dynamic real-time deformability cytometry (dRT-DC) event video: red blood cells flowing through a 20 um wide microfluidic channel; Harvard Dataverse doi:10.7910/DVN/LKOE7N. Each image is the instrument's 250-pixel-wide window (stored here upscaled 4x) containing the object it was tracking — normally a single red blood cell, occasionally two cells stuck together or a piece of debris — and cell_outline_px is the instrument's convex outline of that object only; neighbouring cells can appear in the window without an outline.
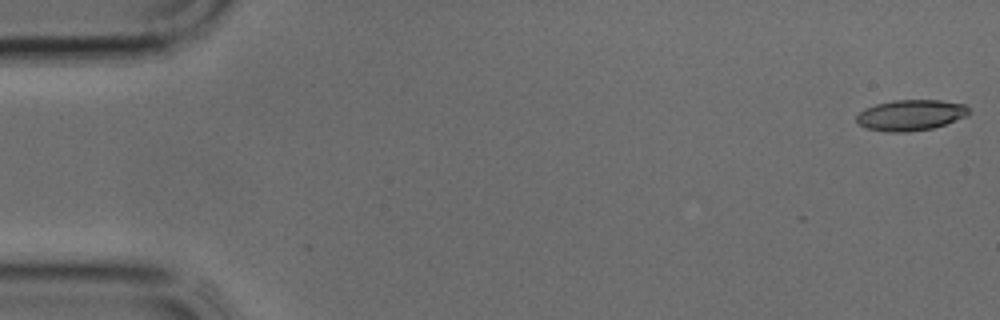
{"species": "common noctule bat (a hibernating species)", "species_latin": "Nyctalus noctula", "temperature_condition": "cold", "stored_images_in_passage": 34, "camera_frame_rate_fps": 3000, "um_per_image_px": 0.085, "animal": {"sex": "male", "body_mass_g": 17.9, "forearm_length_mm": 54.2}, "frame": {"image": 1, "passage_image": 1, "time_ms": 0.0, "image_size_px": [1000, 320], "cell_outline_px": [[972, 112], [968, 116], [932, 128], [908, 132], [888, 132], [868, 128], [860, 124], [856, 120], [856, 116], [864, 108], [876, 104], [892, 100], [940, 100], [964, 104]], "centroid_in_image_um": [77.43, 9.77], "position_along_channel_um": 7.6, "area_um2": 20.17}}
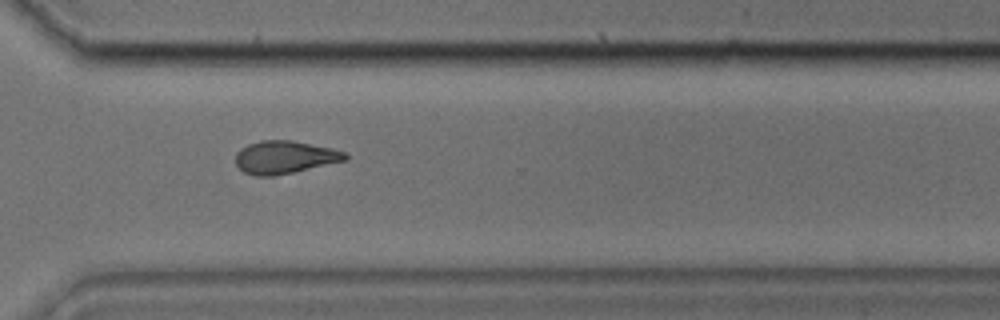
{"frame": {"image": 2, "passage_image": 28, "time_ms": 9.0, "image_size_px": [1000, 320], "cell_outline_px": [[348, 160], [292, 172], [272, 176], [256, 176], [244, 172], [236, 164], [236, 152], [240, 148], [248, 144], [260, 140], [292, 140], [332, 148], [344, 152], [348, 156]], "centroid_in_image_um": [24.19, 13.35], "position_along_channel_um": 346.4, "area_um2": 20.92}}
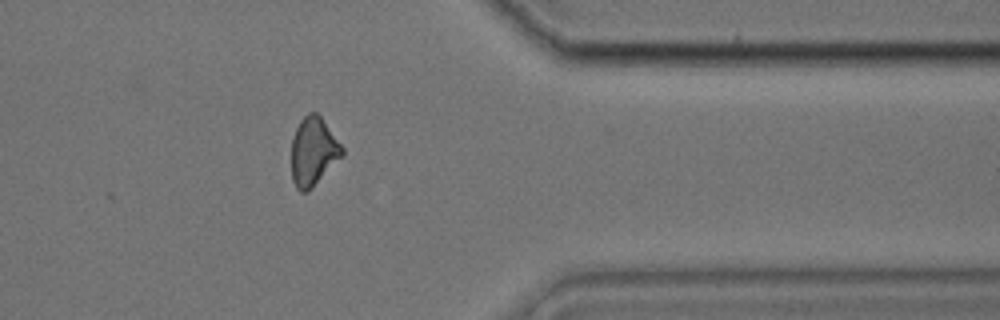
{"frame": {"image": 3, "passage_image": 31, "time_ms": 10.0, "image_size_px": [1000, 320], "cell_outline_px": [[344, 156], [308, 192], [300, 192], [296, 188], [292, 180], [292, 136], [300, 120], [308, 112], [316, 112], [320, 116], [344, 148]], "centroid_in_image_um": [26.64, 12.9], "position_along_channel_um": 384.8, "area_um2": 20.4}}